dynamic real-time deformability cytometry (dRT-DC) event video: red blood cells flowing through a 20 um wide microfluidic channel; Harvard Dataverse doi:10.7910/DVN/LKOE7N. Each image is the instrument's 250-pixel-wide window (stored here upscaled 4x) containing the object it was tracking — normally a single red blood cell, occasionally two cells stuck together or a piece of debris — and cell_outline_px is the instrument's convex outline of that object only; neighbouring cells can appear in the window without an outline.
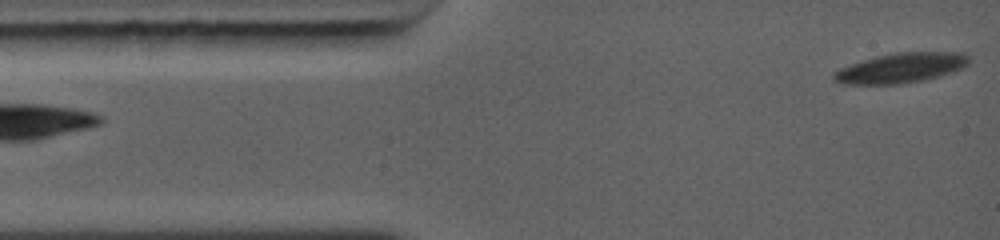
{"species": "common noctule bat (a hibernating species)", "species_latin": "Nyctalus noctula", "temperature_condition": "warm", "stored_images_in_passage": 11, "camera_frame_rate_fps": 5000, "um_per_image_px": 0.085, "animal": {"sex": "female", "body_mass_g": 19.0, "forearm_length_mm": 56.7}, "frame": {"image": 1, "passage_image": 1, "time_ms": 0.0, "image_size_px": [1000, 240], "cell_outline_px": [[968, 64], [964, 68], [952, 72], [920, 80], [900, 84], [844, 84], [832, 80], [832, 72], [840, 68], [876, 56], [896, 52], [964, 52], [968, 56]], "centroid_in_image_um": [76.56, 5.77], "position_along_channel_um": 8.4, "area_um2": 23.41}}
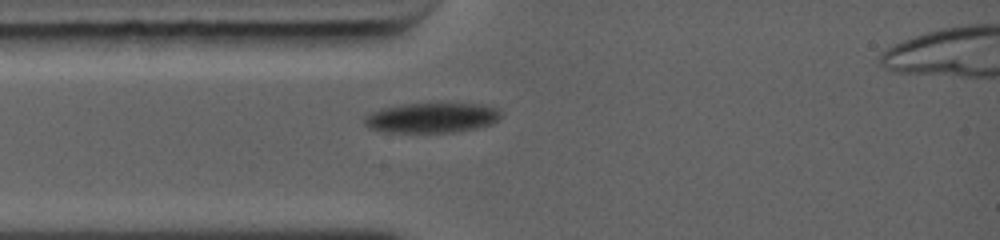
{"frame": {"image": 2, "passage_image": 7, "time_ms": 2.6, "image_size_px": [1000, 240], "cell_outline_px": [[504, 112], [492, 124], [476, 128], [456, 132], [384, 132], [368, 128], [364, 124], [364, 116], [372, 112], [384, 108], [404, 104], [440, 100], [480, 104], [496, 108]], "centroid_in_image_um": [36.73, 9.96], "position_along_channel_um": 48.3, "area_um2": 24.85}}
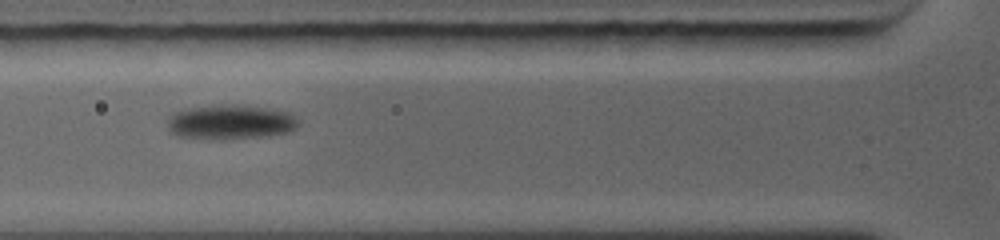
{"frame": {"image": 3, "passage_image": 10, "time_ms": 4.0, "image_size_px": [1000, 240], "cell_outline_px": [[300, 120], [296, 128], [288, 132], [268, 136], [224, 140], [212, 140], [180, 136], [168, 132], [168, 116], [184, 108], [220, 104], [244, 104], [268, 108], [288, 112]], "centroid_in_image_um": [19.58, 10.37], "position_along_channel_um": 106.2, "area_um2": 27.11}}